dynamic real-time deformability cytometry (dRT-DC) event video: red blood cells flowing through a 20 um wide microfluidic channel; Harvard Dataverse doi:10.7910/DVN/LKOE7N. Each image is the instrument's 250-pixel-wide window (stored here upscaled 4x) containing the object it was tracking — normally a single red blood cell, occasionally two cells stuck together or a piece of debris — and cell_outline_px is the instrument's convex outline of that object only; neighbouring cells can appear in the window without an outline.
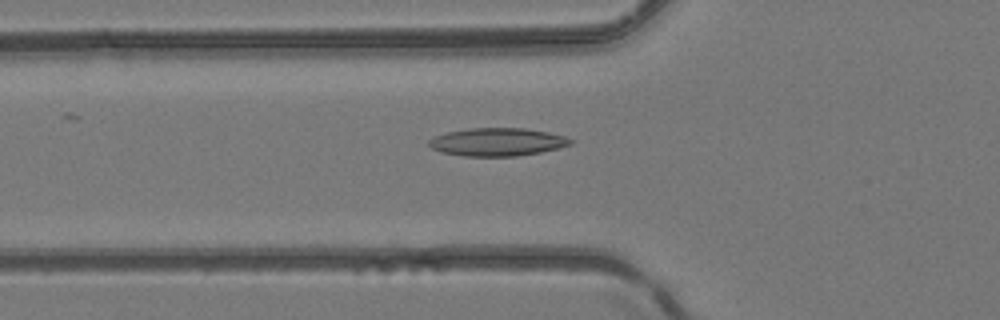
{"species": "common noctule bat (a hibernating species)", "species_latin": "Nyctalus noctula", "temperature_condition": "room temperature", "stored_images_in_passage": 46, "camera_frame_rate_fps": 3000, "um_per_image_px": 0.085, "animal": {"sex": "female", "body_mass_g": 24.6, "forearm_length_mm": 56.2}, "frame": {"image": 1, "passage_image": 18, "time_ms": 5.667, "image_size_px": [1000, 320], "cell_outline_px": [[576, 140], [572, 144], [560, 148], [540, 152], [516, 156], [464, 156], [440, 152], [432, 148], [428, 144], [428, 140], [436, 136], [448, 132], [468, 128], [524, 128], [548, 132], [564, 136]], "centroid_in_image_um": [42.3, 12.07], "position_along_channel_um": 83.5, "area_um2": 23.18}}
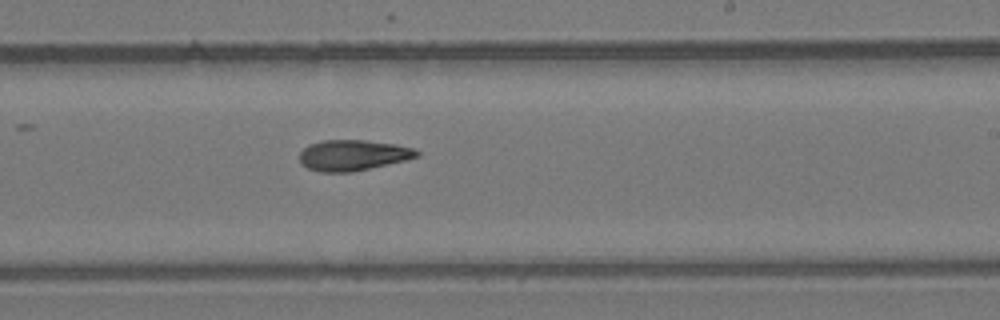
{"frame": {"image": 2, "passage_image": 30, "time_ms": 9.667, "image_size_px": [1000, 320], "cell_outline_px": [[420, 156], [404, 160], [352, 172], [320, 172], [308, 168], [300, 164], [300, 152], [308, 144], [324, 140], [364, 140], [396, 144], [412, 148], [420, 152]], "centroid_in_image_um": [29.97, 13.19], "position_along_channel_um": 259.0, "area_um2": 20.92}}
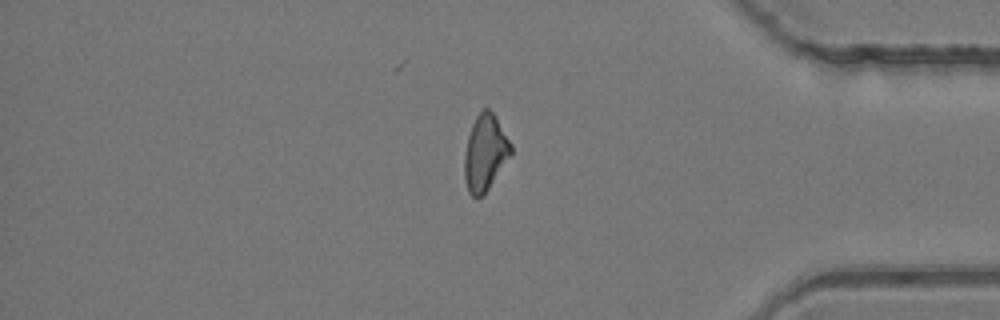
{"frame": {"image": 3, "passage_image": 41, "time_ms": 13.333, "image_size_px": [1000, 320], "cell_outline_px": [[512, 152], [488, 188], [480, 196], [472, 196], [468, 192], [464, 180], [464, 152], [468, 136], [472, 124], [476, 116], [484, 108], [488, 108], [496, 116], [512, 144]], "centroid_in_image_um": [41.22, 12.95], "position_along_channel_um": 394.0, "area_um2": 20.4}}